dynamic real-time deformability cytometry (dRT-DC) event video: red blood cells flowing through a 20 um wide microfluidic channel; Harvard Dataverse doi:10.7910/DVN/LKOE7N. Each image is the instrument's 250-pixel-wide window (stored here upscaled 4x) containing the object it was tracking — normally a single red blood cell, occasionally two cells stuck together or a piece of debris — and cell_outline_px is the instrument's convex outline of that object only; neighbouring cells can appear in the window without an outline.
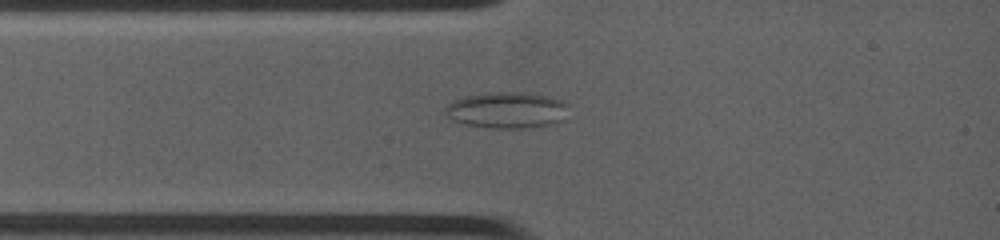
{"species": "common noctule bat (a hibernating species)", "species_latin": "Nyctalus noctula", "temperature_condition": "warm", "stored_images_in_passage": 4, "camera_frame_rate_fps": 4500, "um_per_image_px": 0.085, "animal": {"sex": "female", "body_mass_g": 19.0, "forearm_length_mm": 53.3}, "frame": {"image": 1, "passage_image": 1, "time_ms": 0.0, "image_size_px": [1000, 240], "cell_outline_px": [[568, 104], [564, 120], [552, 124], [524, 128], [488, 128], [464, 124], [452, 120], [444, 112], [444, 108], [452, 100], [464, 96], [496, 92], [520, 92], [552, 96]], "centroid_in_image_um": [43.08, 9.36], "position_along_channel_um": 41.9, "area_um2": 26.24}}
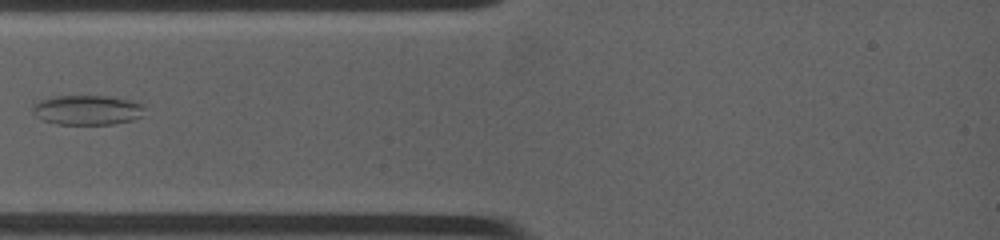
{"frame": {"image": 2, "passage_image": 2, "time_ms": 0.889, "image_size_px": [1000, 240], "cell_outline_px": [[144, 116], [132, 120], [112, 124], [56, 124], [44, 120], [36, 116], [32, 112], [32, 108], [40, 100], [56, 96], [104, 96], [128, 100], [140, 104], [144, 108]], "centroid_in_image_um": [7.42, 9.36], "position_along_channel_um": 77.6, "area_um2": 19.19}}
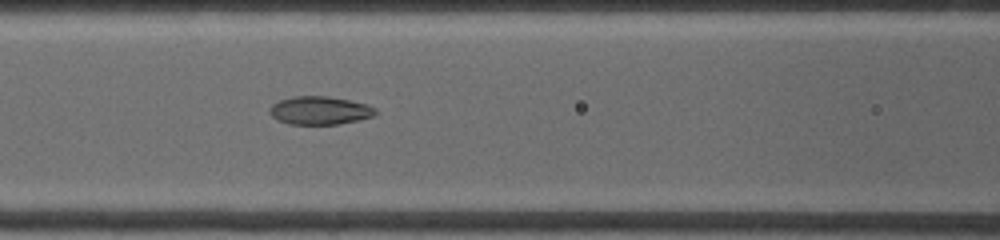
{"frame": {"image": 3, "passage_image": 4, "time_ms": 2.444, "image_size_px": [1000, 240], "cell_outline_px": [[380, 112], [372, 116], [360, 120], [336, 124], [288, 124], [276, 120], [268, 112], [268, 108], [272, 104], [280, 100], [292, 96], [328, 96], [368, 104], [376, 108]], "centroid_in_image_um": [27.17, 9.39], "position_along_channel_um": 139.4, "area_um2": 17.63}}